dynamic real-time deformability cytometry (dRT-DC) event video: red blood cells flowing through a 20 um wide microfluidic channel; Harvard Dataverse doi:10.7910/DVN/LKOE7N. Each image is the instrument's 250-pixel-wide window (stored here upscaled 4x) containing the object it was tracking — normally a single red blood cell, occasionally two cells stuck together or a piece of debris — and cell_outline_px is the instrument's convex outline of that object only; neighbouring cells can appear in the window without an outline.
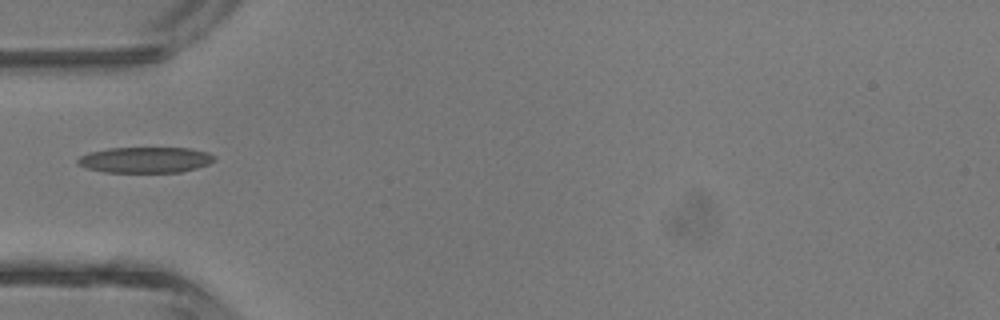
{"species": "common noctule bat (a hibernating species)", "species_latin": "Nyctalus noctula", "temperature_condition": "room temperature", "stored_images_in_passage": 1, "camera_frame_rate_fps": 3000, "um_per_image_px": 0.085, "animal": {"sex": "male", "body_mass_g": 13.3}, "frame": {"image": 1, "passage_image": 1, "time_ms": 0.0, "image_size_px": [1000, 320], "cell_outline_px": [[216, 160], [208, 164], [196, 168], [180, 172], [104, 172], [88, 168], [76, 164], [76, 160], [80, 156], [88, 152], [108, 148], [188, 148], [208, 152], [216, 156]], "centroid_in_image_um": [12.35, 13.58], "position_along_channel_um": 72.7, "area_um2": 20.63}}